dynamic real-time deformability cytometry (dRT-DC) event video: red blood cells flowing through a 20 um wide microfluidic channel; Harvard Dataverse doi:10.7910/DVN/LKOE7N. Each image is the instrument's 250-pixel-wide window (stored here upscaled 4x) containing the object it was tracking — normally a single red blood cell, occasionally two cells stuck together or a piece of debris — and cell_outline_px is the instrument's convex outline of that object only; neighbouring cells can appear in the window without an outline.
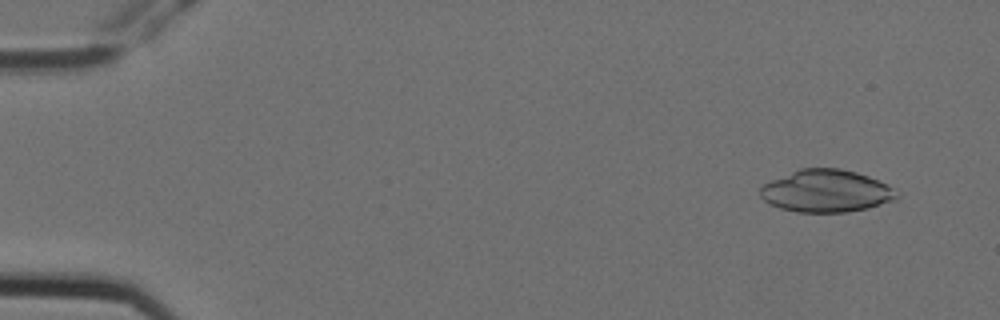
{"species": "Egyptian fruit bat (a non-hibernating species)", "species_latin": "Rousettus aegyptiacus", "temperature_condition": "cold", "stored_images_in_passage": 6, "camera_frame_rate_fps": 3000, "um_per_image_px": 0.085, "animal": {"sex": "female"}, "frame": {"image": 1, "passage_image": 2, "time_ms": 0.333, "image_size_px": [1000, 320], "cell_outline_px": [[900, 196], [896, 200], [868, 208], [848, 212], [796, 212], [780, 208], [764, 200], [760, 196], [760, 188], [764, 184], [772, 180], [800, 168], [840, 168], [856, 172], [868, 176], [900, 192]], "centroid_in_image_um": [70.25, 16.24], "position_along_channel_um": 14.7, "area_um2": 33.64}}